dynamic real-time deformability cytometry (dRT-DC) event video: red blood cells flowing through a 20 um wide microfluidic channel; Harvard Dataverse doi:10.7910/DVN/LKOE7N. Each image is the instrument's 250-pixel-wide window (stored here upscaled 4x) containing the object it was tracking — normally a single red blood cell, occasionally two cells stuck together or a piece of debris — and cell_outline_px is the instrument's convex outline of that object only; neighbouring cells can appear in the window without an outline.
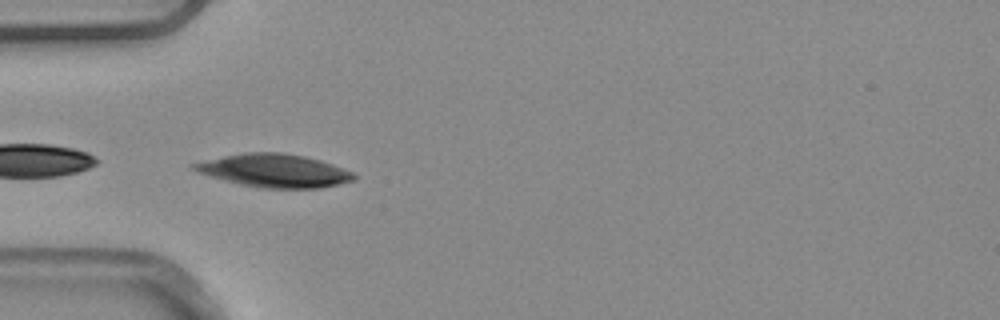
{"species": "common noctule bat (a hibernating species)", "species_latin": "Nyctalus noctula", "temperature_condition": "warm", "stored_images_in_passage": 6, "camera_frame_rate_fps": 3000, "um_per_image_px": 0.085, "animal": {"sex": "male", "body_mass_g": 20.4}, "frame": {"image": 1, "passage_image": 5, "time_ms": 1.333, "image_size_px": [1000, 320], "cell_outline_px": [[356, 180], [320, 188], [260, 188], [240, 184], [196, 172], [188, 164], [224, 156], [244, 152], [280, 152], [304, 156], [320, 160], [344, 168], [352, 172], [356, 176]], "centroid_in_image_um": [23.31, 14.5], "position_along_channel_um": 61.7, "area_um2": 30.87}}